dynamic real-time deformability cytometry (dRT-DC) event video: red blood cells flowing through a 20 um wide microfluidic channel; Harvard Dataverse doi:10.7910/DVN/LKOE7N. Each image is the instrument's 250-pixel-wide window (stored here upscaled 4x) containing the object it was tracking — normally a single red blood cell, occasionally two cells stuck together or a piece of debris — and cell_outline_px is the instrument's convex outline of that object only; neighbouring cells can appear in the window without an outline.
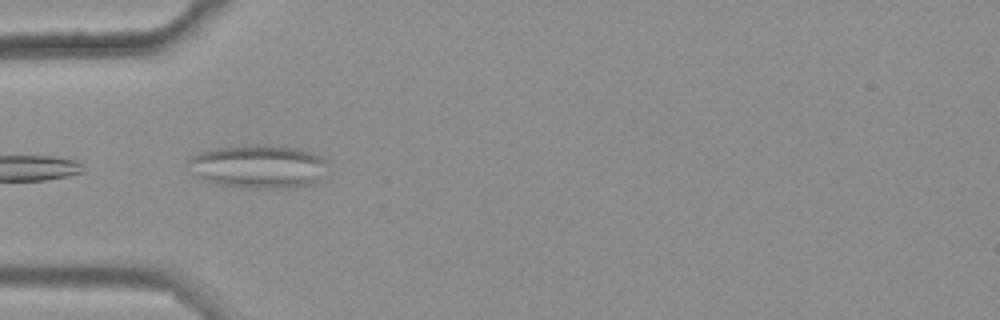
{"species": "common noctule bat (a hibernating species)", "species_latin": "Nyctalus noctula", "temperature_condition": "warm", "stored_images_in_passage": 9, "camera_frame_rate_fps": 3000, "um_per_image_px": 0.085, "animal": {"sex": "female", "body_mass_g": 25.1}, "frame": {"image": 1, "passage_image": 1, "time_ms": 0.0, "image_size_px": [1000, 320], "cell_outline_px": [[328, 164], [316, 180], [312, 184], [284, 188], [248, 188], [212, 184], [204, 180], [192, 172], [188, 160], [188, 156], [200, 152], [216, 148], [248, 144], [272, 144], [300, 148], [312, 152], [320, 156]], "centroid_in_image_um": [21.92, 14.13], "position_along_channel_um": 63.1, "area_um2": 35.55}}